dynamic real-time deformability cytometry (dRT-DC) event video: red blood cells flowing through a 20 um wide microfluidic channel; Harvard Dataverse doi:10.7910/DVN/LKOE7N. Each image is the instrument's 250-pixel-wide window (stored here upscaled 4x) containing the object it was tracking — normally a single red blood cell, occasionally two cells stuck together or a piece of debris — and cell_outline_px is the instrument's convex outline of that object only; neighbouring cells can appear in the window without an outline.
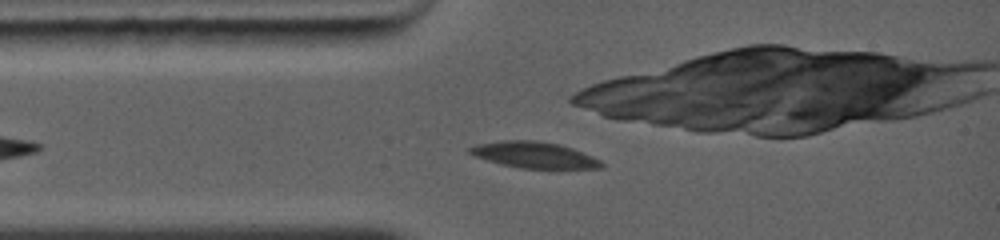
{"species": "common noctule bat (a hibernating species)", "species_latin": "Nyctalus noctula", "temperature_condition": "warm", "stored_images_in_passage": 7, "camera_frame_rate_fps": 5000, "um_per_image_px": 0.085, "animal": {"sex": "female", "body_mass_g": 19.0, "forearm_length_mm": 56.7}, "frame": {"image": 1, "passage_image": 1, "time_ms": 0.0, "image_size_px": [1000, 240], "cell_outline_px": [[604, 168], [520, 168], [500, 164], [472, 156], [468, 152], [468, 148], [476, 144], [500, 140], [536, 140], [560, 144], [572, 148], [592, 156], [600, 160], [604, 164]], "centroid_in_image_um": [45.36, 13.16], "position_along_channel_um": 39.6, "area_um2": 20.23}}
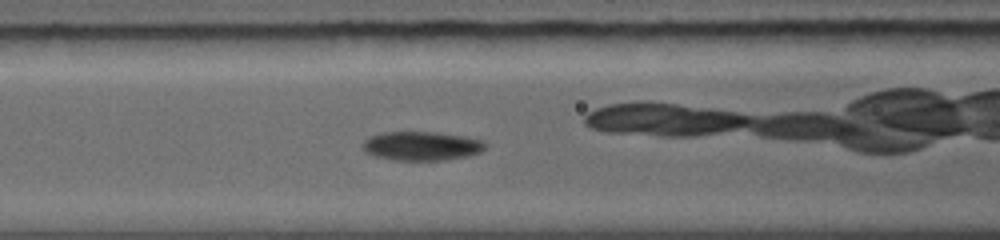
{"frame": {"image": 2, "passage_image": 4, "time_ms": 2.2, "image_size_px": [1000, 240], "cell_outline_px": [[484, 148], [480, 152], [468, 156], [448, 160], [392, 160], [376, 156], [364, 152], [360, 144], [368, 136], [384, 132], [428, 132], [464, 136], [484, 140]], "centroid_in_image_um": [35.78, 12.41], "position_along_channel_um": 130.8, "area_um2": 20.81}}
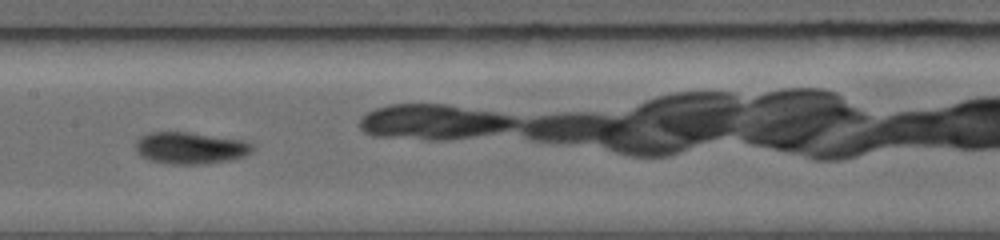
{"frame": {"image": 3, "passage_image": 6, "time_ms": 3.6, "image_size_px": [1000, 240], "cell_outline_px": [[256, 148], [252, 152], [244, 156], [228, 160], [200, 164], [172, 164], [148, 160], [140, 156], [136, 152], [136, 140], [152, 132], [188, 132], [248, 140], [256, 144]], "centroid_in_image_um": [16.25, 12.57], "position_along_channel_um": 191.1, "area_um2": 21.91}}